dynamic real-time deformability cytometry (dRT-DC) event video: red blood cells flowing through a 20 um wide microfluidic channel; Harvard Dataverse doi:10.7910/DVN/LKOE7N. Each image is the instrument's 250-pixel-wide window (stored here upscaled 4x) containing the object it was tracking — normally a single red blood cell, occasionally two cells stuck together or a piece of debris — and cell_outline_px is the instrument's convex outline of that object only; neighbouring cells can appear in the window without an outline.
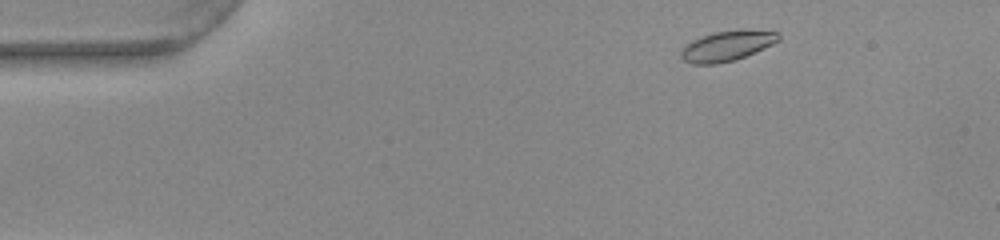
{"species": "common noctule bat (a hibernating species)", "species_latin": "Nyctalus noctula", "temperature_condition": "warm", "stored_images_in_passage": 48, "camera_frame_rate_fps": 3000, "um_per_image_px": 0.085, "animal": {"sex": "female", "body_mass_g": 22.0, "forearm_length_mm": 56.7}, "frame": {"image": 1, "passage_image": 3, "time_ms": 0.667, "image_size_px": [1000, 240], "cell_outline_px": [[780, 40], [772, 44], [736, 60], [716, 64], [692, 64], [684, 60], [680, 56], [680, 52], [692, 40], [716, 32], [780, 32]], "centroid_in_image_um": [61.75, 3.96], "position_along_channel_um": 23.2, "area_um2": 16.24}}
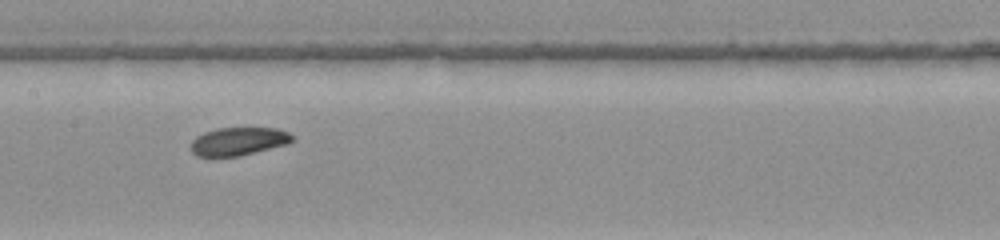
{"frame": {"image": 2, "passage_image": 22, "time_ms": 7.0, "image_size_px": [1000, 240], "cell_outline_px": [[296, 140], [288, 144], [240, 156], [196, 156], [192, 152], [192, 140], [196, 136], [204, 132], [216, 128], [276, 128], [288, 132]], "centroid_in_image_um": [20.29, 12.01], "position_along_channel_um": 187.1, "area_um2": 16.65}}
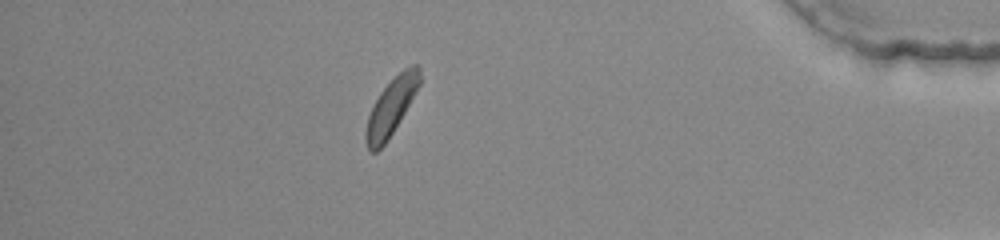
{"frame": {"image": 3, "passage_image": 42, "time_ms": 13.667, "image_size_px": [1000, 240], "cell_outline_px": [[420, 84], [404, 112], [392, 132], [384, 144], [376, 152], [368, 152], [364, 140], [364, 136], [368, 116], [380, 92], [404, 68], [412, 64], [416, 64], [420, 68]], "centroid_in_image_um": [33.22, 9.1], "position_along_channel_um": 402.0, "area_um2": 17.34}, "authors_computed_cell_mechanics": {"area_um2": 17.34, "velocity_mm_per_s": 3.8648, "shape_relaxation_time_tau1_ms": 3.1305, "shape_relaxation_time_tau2_ms": 5.4701, "deformation_change_tau1": 0.0589, "deformation_change_tau2": 0.1183}}